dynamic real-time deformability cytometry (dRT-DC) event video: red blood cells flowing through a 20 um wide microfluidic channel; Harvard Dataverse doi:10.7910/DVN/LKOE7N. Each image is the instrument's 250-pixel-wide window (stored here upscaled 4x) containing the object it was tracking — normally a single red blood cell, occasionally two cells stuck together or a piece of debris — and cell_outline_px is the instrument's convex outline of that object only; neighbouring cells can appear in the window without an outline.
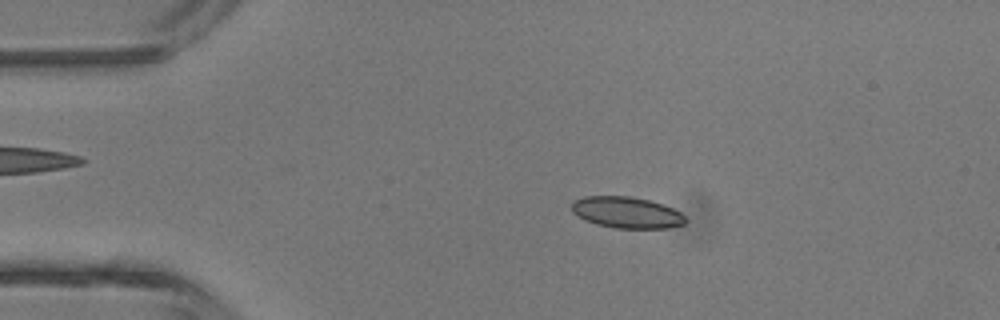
{"species": "common noctule bat (a hibernating species)", "species_latin": "Nyctalus noctula", "temperature_condition": "room temperature", "stored_images_in_passage": 3, "camera_frame_rate_fps": 3000, "um_per_image_px": 0.085, "animal": {"sex": "male", "body_mass_g": 13.3}, "frame": {"image": 1, "passage_image": 2, "time_ms": 1.333, "image_size_px": [1000, 320], "cell_outline_px": [[688, 220], [684, 224], [668, 228], [612, 228], [596, 224], [584, 220], [572, 212], [572, 200], [584, 196], [628, 196], [648, 200], [664, 204], [680, 212]], "centroid_in_image_um": [53.25, 18.06], "position_along_channel_um": 31.7, "area_um2": 20.92}}